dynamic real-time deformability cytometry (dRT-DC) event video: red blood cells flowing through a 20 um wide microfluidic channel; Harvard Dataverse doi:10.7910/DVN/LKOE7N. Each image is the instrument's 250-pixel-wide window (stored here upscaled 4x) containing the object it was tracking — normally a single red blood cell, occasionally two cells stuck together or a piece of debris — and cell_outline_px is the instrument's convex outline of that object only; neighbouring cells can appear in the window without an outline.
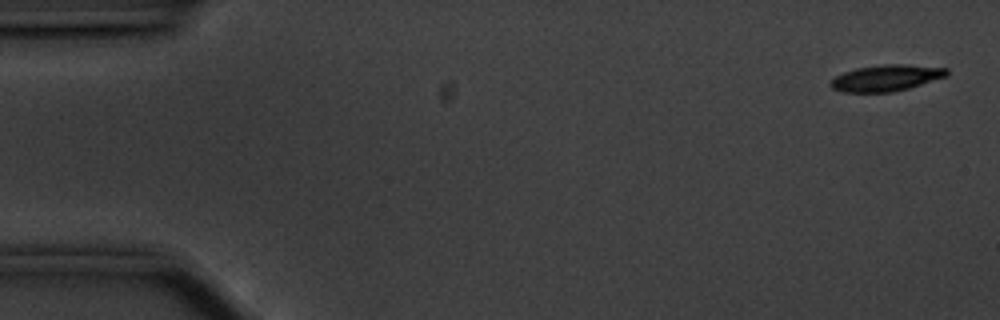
{"species": "common noctule bat (a hibernating species)", "species_latin": "Nyctalus noctula", "temperature_condition": "cold", "stored_images_in_passage": 10, "camera_frame_rate_fps": 3000, "um_per_image_px": 0.085, "animal": {"sex": "male", "body_mass_g": 20.1, "forearm_length_mm": 53.5}, "frame": {"image": 1, "passage_image": 2, "time_ms": 0.333, "image_size_px": [1000, 320], "cell_outline_px": [[948, 76], [908, 88], [892, 92], [840, 92], [832, 88], [828, 84], [836, 76], [844, 72], [856, 68], [884, 64], [904, 64], [948, 68]], "centroid_in_image_um": [75.32, 6.62], "position_along_channel_um": 9.7, "area_um2": 17.8}}